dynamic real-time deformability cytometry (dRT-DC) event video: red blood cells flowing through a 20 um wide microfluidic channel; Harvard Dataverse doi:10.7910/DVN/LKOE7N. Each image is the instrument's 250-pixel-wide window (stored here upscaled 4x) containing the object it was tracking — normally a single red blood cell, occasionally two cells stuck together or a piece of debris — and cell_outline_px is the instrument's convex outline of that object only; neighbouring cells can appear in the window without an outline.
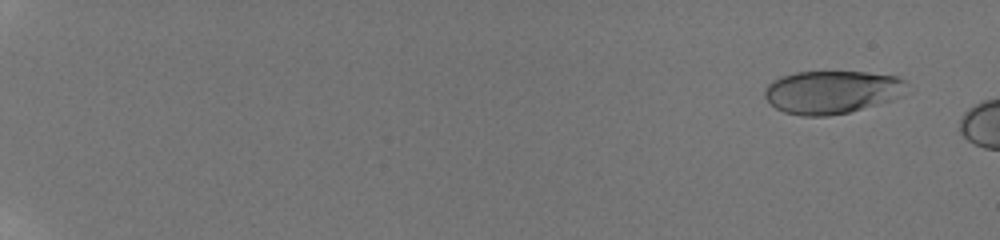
{"species": "human", "species_latin": "Homo sapiens", "temperature_condition": "room temperature", "stored_images_in_passage": 9, "camera_frame_rate_fps": 3000, "um_per_image_px": 0.085, "donor": {"sex": "male"}, "frame": {"image": 1, "passage_image": 2, "time_ms": 0.333, "image_size_px": [1000, 240], "cell_outline_px": [[904, 92], [892, 100], [848, 112], [828, 116], [800, 116], [784, 112], [776, 108], [764, 96], [764, 88], [772, 80], [796, 72], [868, 72], [896, 76], [904, 80]], "centroid_in_image_um": [70.66, 7.83], "position_along_channel_um": 14.3, "area_um2": 35.37}}